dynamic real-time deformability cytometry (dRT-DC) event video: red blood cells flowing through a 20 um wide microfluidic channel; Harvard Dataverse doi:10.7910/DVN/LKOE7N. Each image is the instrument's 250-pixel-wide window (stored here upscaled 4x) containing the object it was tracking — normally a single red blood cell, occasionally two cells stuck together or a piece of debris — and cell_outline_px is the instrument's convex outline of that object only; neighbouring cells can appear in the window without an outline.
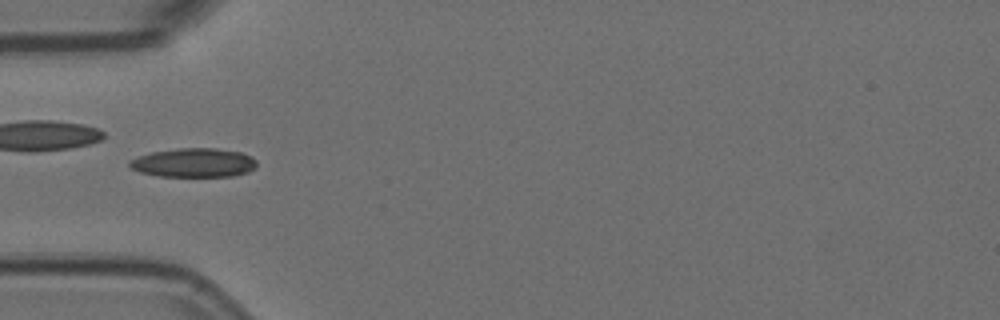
{"species": "Egyptian fruit bat (a non-hibernating species)", "species_latin": "Rousettus aegyptiacus", "temperature_condition": "room temperature", "stored_images_in_passage": 4, "camera_frame_rate_fps": 3000, "um_per_image_px": 0.085, "animal": {"sex": "female"}, "frame": {"image": 1, "passage_image": 4, "time_ms": 1.0, "image_size_px": [1000, 320], "cell_outline_px": [[256, 168], [248, 172], [232, 176], [160, 176], [140, 172], [132, 168], [128, 164], [128, 160], [152, 152], [180, 148], [216, 148], [240, 152], [252, 156], [256, 160]], "centroid_in_image_um": [16.5, 13.83], "position_along_channel_um": 68.5, "area_um2": 21.44}}